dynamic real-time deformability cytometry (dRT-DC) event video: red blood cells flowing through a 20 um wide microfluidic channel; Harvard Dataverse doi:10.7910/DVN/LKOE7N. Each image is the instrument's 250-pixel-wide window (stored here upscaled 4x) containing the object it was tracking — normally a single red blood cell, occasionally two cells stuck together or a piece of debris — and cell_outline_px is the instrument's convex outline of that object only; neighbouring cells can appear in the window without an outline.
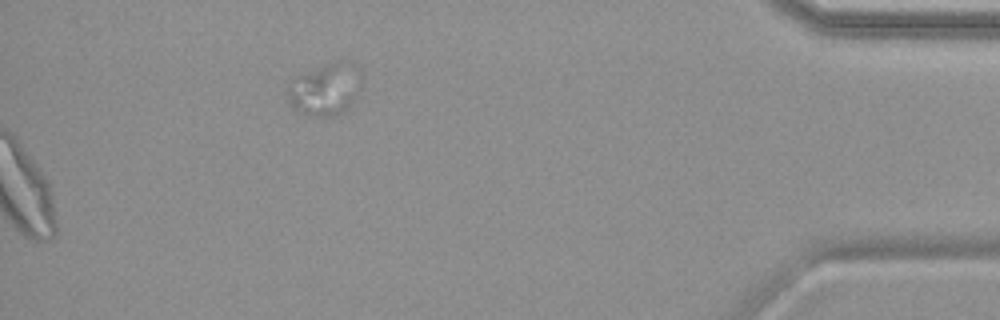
{"species": "common noctule bat (a hibernating species)", "species_latin": "Nyctalus noctula", "temperature_condition": "warm", "stored_images_in_passage": 55, "segment_of_instrument_passage": [2, 2], "camera_frame_rate_fps": 3000, "um_per_image_px": 0.085, "animal": {"sex": "female", "body_mass_g": 19.9}, "frame": {"image": 1, "passage_image": 55, "time_ms": 18.0, "image_size_px": [1000, 320], "cell_outline_px": [[352, 100], [348, 108], [336, 116], [312, 116], [296, 112], [288, 104], [284, 88], [292, 80], [300, 76], [336, 60], [340, 64], [352, 92]], "centroid_in_image_um": [27.23, 7.8], "position_along_channel_um": 408.0, "area_um2": 19.42}}